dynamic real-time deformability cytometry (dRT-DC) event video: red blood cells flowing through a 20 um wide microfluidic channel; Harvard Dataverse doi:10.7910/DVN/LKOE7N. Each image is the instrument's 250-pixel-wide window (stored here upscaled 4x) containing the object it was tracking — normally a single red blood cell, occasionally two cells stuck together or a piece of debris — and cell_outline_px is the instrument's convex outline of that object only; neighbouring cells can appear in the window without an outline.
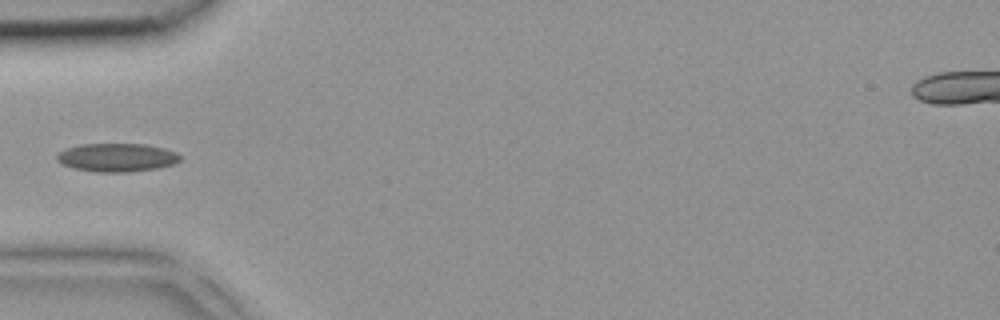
{"species": "common noctule bat (a hibernating species)", "species_latin": "Nyctalus noctula", "temperature_condition": "room temperature", "stored_images_in_passage": 2, "camera_frame_rate_fps": 3000, "um_per_image_px": 0.085, "animal": {"sex": "female", "body_mass_g": 18.4}, "frame": {"image": 1, "passage_image": 2, "time_ms": 0.333, "image_size_px": [1000, 320], "cell_outline_px": [[180, 160], [172, 164], [156, 168], [128, 172], [96, 172], [72, 168], [56, 160], [56, 156], [60, 152], [68, 148], [80, 144], [144, 144], [164, 148], [176, 152], [180, 156]], "centroid_in_image_um": [9.92, 13.38], "position_along_channel_um": 75.1, "area_um2": 20.23}}